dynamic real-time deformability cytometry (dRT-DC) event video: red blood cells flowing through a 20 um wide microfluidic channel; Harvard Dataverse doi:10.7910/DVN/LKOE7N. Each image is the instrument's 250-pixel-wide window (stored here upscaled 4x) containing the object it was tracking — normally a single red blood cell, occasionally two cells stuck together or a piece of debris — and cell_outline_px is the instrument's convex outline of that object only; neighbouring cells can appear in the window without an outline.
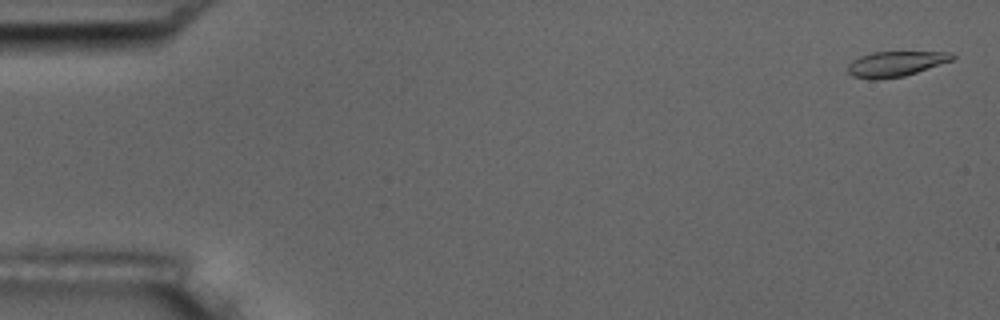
{"species": "common noctule bat (a hibernating species)", "species_latin": "Nyctalus noctula", "temperature_condition": "room temperature", "stored_images_in_passage": 5, "camera_frame_rate_fps": 3000, "um_per_image_px": 0.085, "animal": {"sex": "male", "body_mass_g": 17.5, "forearm_length_mm": 52.3}, "frame": {"image": 1, "passage_image": 1, "time_ms": 0.0, "image_size_px": [1000, 320], "cell_outline_px": [[956, 56], [952, 60], [904, 76], [876, 80], [852, 76], [848, 72], [848, 64], [852, 60], [860, 56], [872, 52], [952, 52]], "centroid_in_image_um": [76.1, 5.42], "position_along_channel_um": 8.9, "area_um2": 15.26}}
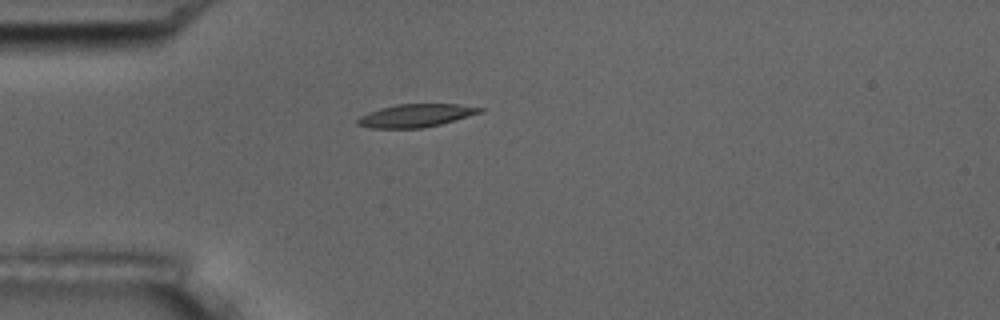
{"frame": {"image": 2, "passage_image": 5, "time_ms": 4.667, "image_size_px": [1000, 320], "cell_outline_px": [[484, 112], [440, 124], [424, 128], [372, 128], [356, 124], [356, 120], [360, 116], [368, 112], [380, 108], [396, 104], [460, 104], [484, 108]], "centroid_in_image_um": [35.36, 9.82], "position_along_channel_um": 49.6, "area_um2": 16.47}}